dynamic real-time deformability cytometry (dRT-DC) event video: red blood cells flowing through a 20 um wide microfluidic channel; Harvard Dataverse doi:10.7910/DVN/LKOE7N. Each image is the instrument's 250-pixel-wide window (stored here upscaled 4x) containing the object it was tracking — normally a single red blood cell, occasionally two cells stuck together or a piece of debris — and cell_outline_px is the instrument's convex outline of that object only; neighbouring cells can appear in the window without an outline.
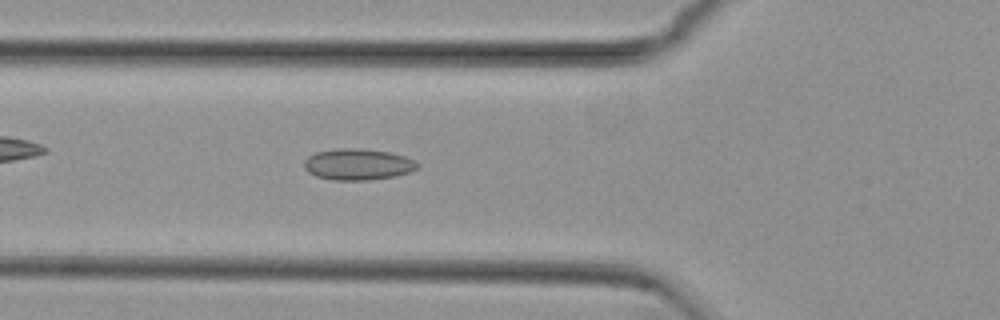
{"species": "common noctule bat (a hibernating species)", "species_latin": "Nyctalus noctula", "temperature_condition": "cold", "stored_images_in_passage": 53, "camera_frame_rate_fps": 3000, "um_per_image_px": 0.085, "animal": {"sex": "female", "body_mass_g": 29.2, "forearm_length_mm": 56.3}, "frame": {"image": 1, "passage_image": 19, "time_ms": 6.0, "image_size_px": [1000, 320], "cell_outline_px": [[420, 168], [412, 172], [396, 176], [368, 180], [332, 180], [316, 176], [308, 172], [304, 168], [304, 160], [308, 156], [316, 152], [336, 148], [360, 148], [388, 152], [404, 156], [420, 164]], "centroid_in_image_um": [30.43, 13.97], "position_along_channel_um": 95.4, "area_um2": 20.87}}
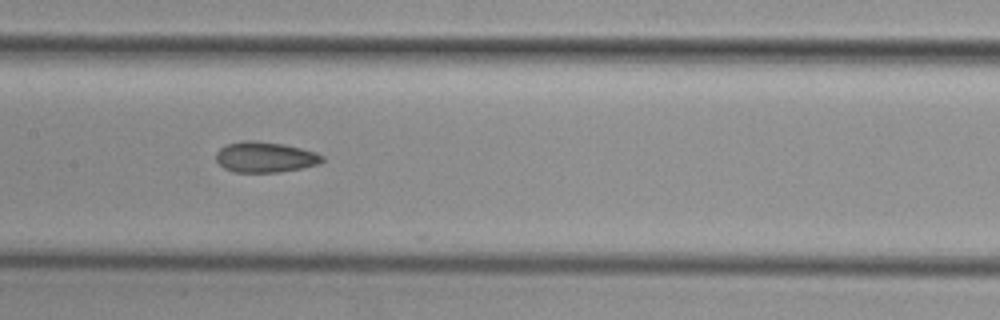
{"frame": {"image": 2, "passage_image": 26, "time_ms": 8.333, "image_size_px": [1000, 320], "cell_outline_px": [[324, 160], [320, 164], [304, 168], [280, 172], [232, 172], [224, 168], [216, 160], [216, 152], [220, 148], [228, 144], [244, 140], [252, 140], [284, 144], [316, 152], [324, 156]], "centroid_in_image_um": [22.56, 13.36], "position_along_channel_um": 184.8, "area_um2": 19.07}}
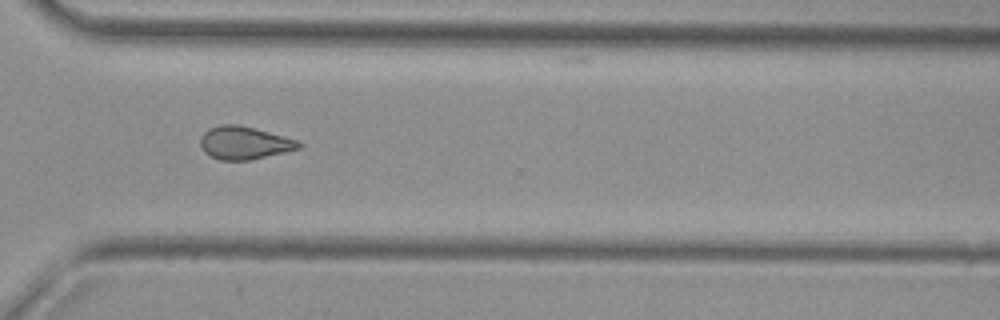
{"frame": {"image": 3, "passage_image": 39, "time_ms": 12.667, "image_size_px": [1000, 320], "cell_outline_px": [[304, 144], [300, 148], [252, 160], [220, 160], [204, 152], [200, 144], [200, 136], [208, 128], [220, 124], [236, 124], [268, 132], [296, 140]], "centroid_in_image_um": [20.73, 12.15], "position_along_channel_um": 349.9, "area_um2": 18.73}, "authors_computed_cell_mechanics": {"area_um2": 19.074, "velocity_mm_per_s": 3.8105, "shape_relaxation_time_tau1_ms": null, "shape_relaxation_time_tau2_ms": 3.3287, "deformation_change_tau1": null, "deformation_change_tau2": 0.0851}}